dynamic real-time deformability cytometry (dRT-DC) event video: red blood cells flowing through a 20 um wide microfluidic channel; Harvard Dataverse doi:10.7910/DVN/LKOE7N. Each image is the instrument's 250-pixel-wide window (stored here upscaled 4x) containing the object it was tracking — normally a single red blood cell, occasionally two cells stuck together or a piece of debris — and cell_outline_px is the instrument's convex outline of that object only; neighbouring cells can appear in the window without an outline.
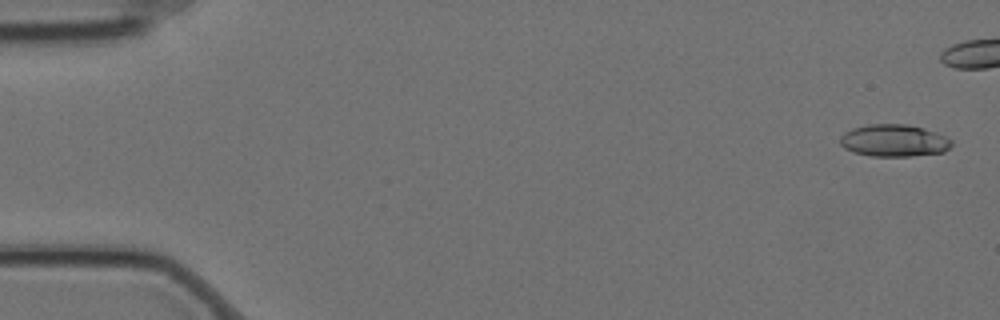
{"species": "Egyptian fruit bat (a non-hibernating species)", "species_latin": "Rousettus aegyptiacus", "temperature_condition": "cold", "stored_images_in_passage": 6, "camera_frame_rate_fps": 3000, "um_per_image_px": 0.085, "animal": {"sex": "female"}, "frame": {"image": 1, "passage_image": 1, "time_ms": 0.0, "image_size_px": [1000, 320], "cell_outline_px": [[952, 144], [944, 152], [908, 156], [872, 156], [852, 152], [844, 148], [840, 144], [840, 136], [844, 132], [852, 128], [868, 124], [904, 124], [924, 128], [948, 136], [952, 140]], "centroid_in_image_um": [75.98, 11.94], "position_along_channel_um": 9.0, "area_um2": 21.04}}
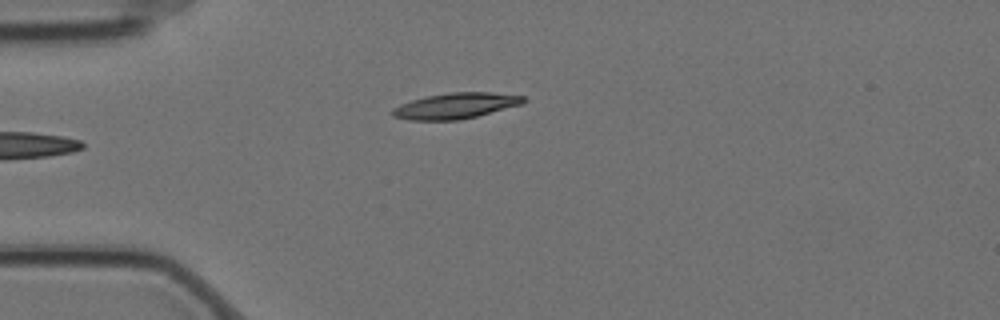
{"frame": {"image": 2, "passage_image": 6, "time_ms": 1.667, "image_size_px": [1000, 320], "cell_outline_px": [[528, 100], [520, 104], [476, 116], [460, 120], [408, 120], [392, 116], [392, 108], [400, 104], [412, 100], [428, 96], [452, 92], [492, 92], [524, 96]], "centroid_in_image_um": [38.71, 8.99], "position_along_channel_um": 46.3, "area_um2": 19.48}}